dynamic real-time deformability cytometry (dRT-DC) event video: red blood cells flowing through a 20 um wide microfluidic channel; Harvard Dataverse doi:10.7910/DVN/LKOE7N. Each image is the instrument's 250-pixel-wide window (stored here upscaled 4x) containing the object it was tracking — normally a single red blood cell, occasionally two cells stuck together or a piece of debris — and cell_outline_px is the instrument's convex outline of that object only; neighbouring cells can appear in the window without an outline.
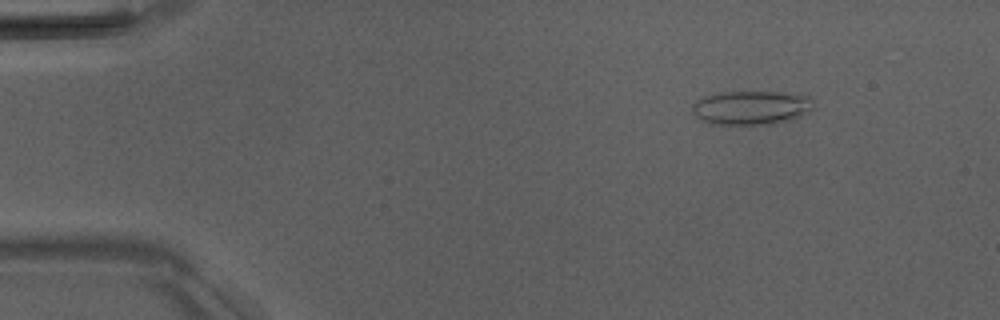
{"species": "Egyptian fruit bat (a non-hibernating species)", "species_latin": "Rousettus aegyptiacus", "temperature_condition": "room temperature", "stored_images_in_passage": 5, "camera_frame_rate_fps": 3000, "um_per_image_px": 0.085, "animal": {"sex": "male"}, "frame": {"image": 1, "passage_image": 2, "time_ms": 1.0, "image_size_px": [1000, 320], "cell_outline_px": [[812, 108], [808, 112], [800, 116], [776, 124], [712, 124], [696, 116], [692, 112], [692, 104], [704, 96], [720, 92], [776, 92], [808, 96]], "centroid_in_image_um": [63.81, 9.15], "position_along_channel_um": 21.2, "area_um2": 23.64}}